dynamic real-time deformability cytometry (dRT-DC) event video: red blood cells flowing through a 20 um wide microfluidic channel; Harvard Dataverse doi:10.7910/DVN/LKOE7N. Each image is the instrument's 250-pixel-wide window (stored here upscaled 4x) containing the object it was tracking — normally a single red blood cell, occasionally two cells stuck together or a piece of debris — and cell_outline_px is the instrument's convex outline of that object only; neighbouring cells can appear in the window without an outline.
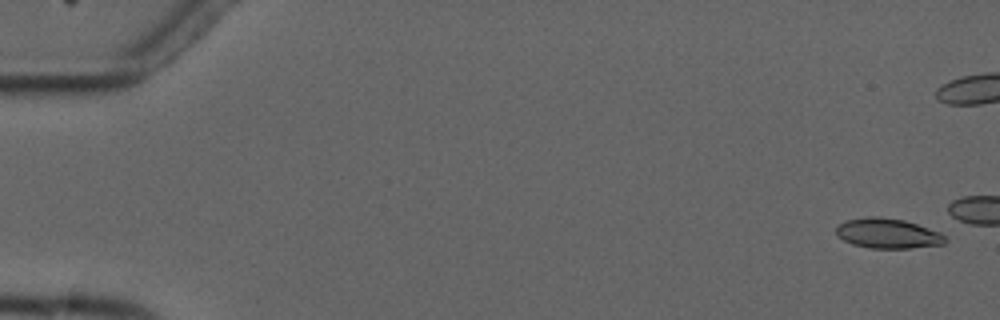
{"species": "common noctule bat (a hibernating species)", "species_latin": "Nyctalus noctula", "temperature_condition": "cold", "stored_images_in_passage": 5, "camera_frame_rate_fps": 3000, "um_per_image_px": 0.085, "animal": {"sex": "male", "forearm_length_mm": 52.5}, "frame": {"image": 1, "passage_image": 1, "time_ms": 0.0, "image_size_px": [1000, 320], "cell_outline_px": [[948, 240], [944, 244], [912, 248], [868, 248], [852, 244], [836, 236], [836, 224], [844, 220], [868, 216], [876, 216], [904, 220], [940, 232]], "centroid_in_image_um": [75.41, 19.84], "position_along_channel_um": 9.6, "area_um2": 19.25}}